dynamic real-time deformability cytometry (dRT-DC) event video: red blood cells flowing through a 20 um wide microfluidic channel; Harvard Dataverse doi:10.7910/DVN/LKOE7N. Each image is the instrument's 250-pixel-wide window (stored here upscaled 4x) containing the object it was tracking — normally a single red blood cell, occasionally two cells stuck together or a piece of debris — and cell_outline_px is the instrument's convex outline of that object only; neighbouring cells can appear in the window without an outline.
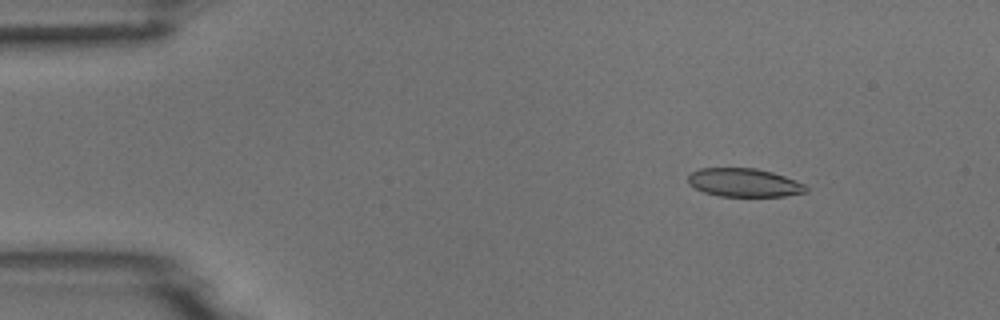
{"species": "common noctule bat (a hibernating species)", "species_latin": "Nyctalus noctula", "temperature_condition": "room temperature", "stored_images_in_passage": 6, "camera_frame_rate_fps": 3000, "um_per_image_px": 0.085, "animal": {"sex": "male", "body_mass_g": 18.8}, "frame": {"image": 1, "passage_image": 1, "time_ms": 0.0, "image_size_px": [1000, 320], "cell_outline_px": [[808, 192], [784, 196], [720, 196], [704, 192], [688, 184], [688, 176], [692, 172], [700, 168], [756, 168], [772, 172], [784, 176], [804, 184], [808, 188]], "centroid_in_image_um": [63.25, 15.52], "position_along_channel_um": 21.8, "area_um2": 19.48}}
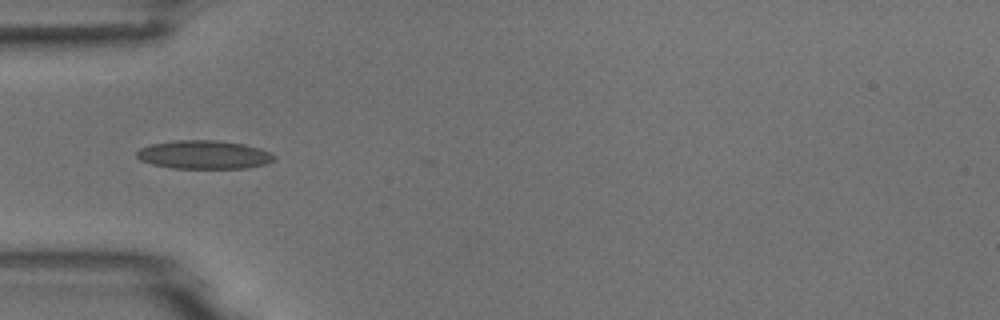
{"frame": {"image": 2, "passage_image": 4, "time_ms": 3.333, "image_size_px": [1000, 320], "cell_outline_px": [[276, 156], [272, 160], [264, 164], [248, 168], [172, 168], [152, 164], [140, 160], [136, 156], [136, 152], [140, 148], [152, 144], [176, 140], [216, 140], [244, 144], [260, 148]], "centroid_in_image_um": [17.31, 13.15], "position_along_channel_um": 67.7, "area_um2": 22.72}}